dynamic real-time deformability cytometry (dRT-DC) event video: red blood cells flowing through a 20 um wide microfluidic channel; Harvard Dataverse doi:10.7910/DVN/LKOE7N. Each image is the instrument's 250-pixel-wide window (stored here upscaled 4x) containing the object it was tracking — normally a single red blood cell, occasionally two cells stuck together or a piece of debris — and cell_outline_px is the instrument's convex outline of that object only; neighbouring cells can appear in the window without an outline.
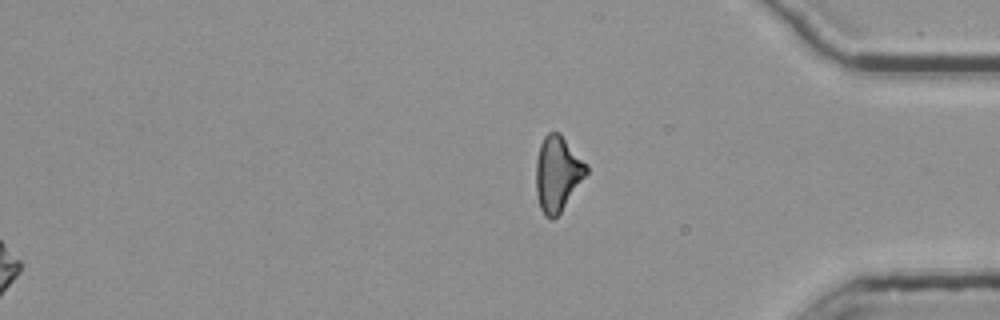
{"species": "common noctule bat (a hibernating species)", "species_latin": "Nyctalus noctula", "temperature_condition": "room temperature", "stored_images_in_passage": 41, "segment_of_instrument_passage": [2, 2], "camera_frame_rate_fps": 3000, "um_per_image_px": 0.085, "animal": {"sex": "female", "body_mass_g": 25.1}, "frame": {"image": 1, "passage_image": 41, "time_ms": 13.333, "image_size_px": [1000, 320], "cell_outline_px": [[588, 172], [560, 212], [552, 220], [544, 216], [540, 208], [536, 192], [536, 160], [540, 144], [544, 136], [548, 132], [560, 132], [588, 164]], "centroid_in_image_um": [47.39, 14.73], "position_along_channel_um": 387.8, "area_um2": 22.14}}